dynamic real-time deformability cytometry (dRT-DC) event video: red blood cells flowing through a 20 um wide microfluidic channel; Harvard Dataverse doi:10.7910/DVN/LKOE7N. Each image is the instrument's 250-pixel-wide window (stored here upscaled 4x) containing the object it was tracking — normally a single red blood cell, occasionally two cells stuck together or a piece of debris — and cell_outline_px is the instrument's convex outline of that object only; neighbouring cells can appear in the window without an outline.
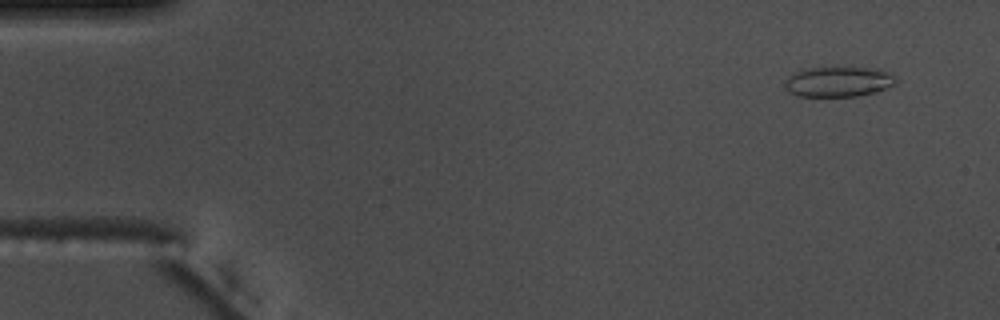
{"species": "common noctule bat (a hibernating species)", "species_latin": "Nyctalus noctula", "temperature_condition": "warm", "stored_images_in_passage": 55, "camera_frame_rate_fps": 3000, "um_per_image_px": 0.085, "animal": {"sex": "male", "body_mass_g": 17.5, "forearm_length_mm": 52.3}, "frame": {"image": 1, "passage_image": 4, "time_ms": 1.0, "image_size_px": [1000, 320], "cell_outline_px": [[896, 84], [876, 92], [856, 96], [800, 96], [788, 92], [784, 88], [784, 80], [788, 76], [804, 68], [852, 64], [876, 68], [888, 72], [896, 80]], "centroid_in_image_um": [71.25, 6.89], "position_along_channel_um": 13.8, "area_um2": 20.52}}
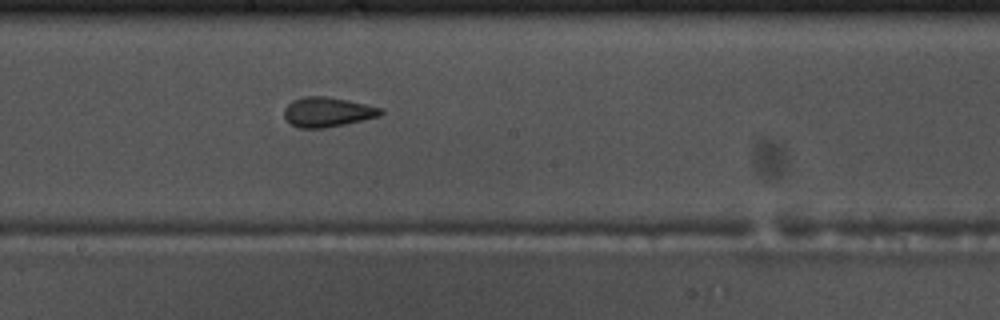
{"frame": {"image": 2, "passage_image": 30, "time_ms": 9.667, "image_size_px": [1000, 320], "cell_outline_px": [[384, 112], [380, 116], [344, 124], [324, 128], [300, 128], [292, 124], [284, 116], [284, 108], [292, 100], [304, 96], [328, 96], [348, 100], [384, 108]], "centroid_in_image_um": [27.85, 9.51], "position_along_channel_um": 220.3, "area_um2": 16.76}}
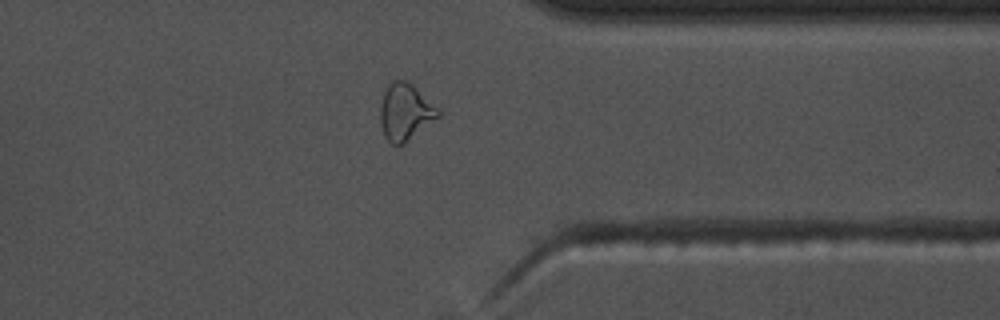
{"frame": {"image": 3, "passage_image": 43, "time_ms": 14.0, "image_size_px": [1000, 320], "cell_outline_px": [[440, 116], [404, 144], [392, 144], [384, 136], [380, 124], [380, 108], [384, 92], [392, 80], [404, 80], [412, 84], [440, 108]], "centroid_in_image_um": [34.46, 9.52], "position_along_channel_um": 376.9, "area_um2": 19.19}, "authors_computed_cell_mechanics": {"area_um2": 17.7446, "velocity_mm_per_s": 3.7331, "shape_relaxation_time_tau1_ms": 5.7564, "shape_relaxation_time_tau2_ms": 1.8273, "deformation_change_tau1": 0.147, "deformation_change_tau2": 0.0782}}